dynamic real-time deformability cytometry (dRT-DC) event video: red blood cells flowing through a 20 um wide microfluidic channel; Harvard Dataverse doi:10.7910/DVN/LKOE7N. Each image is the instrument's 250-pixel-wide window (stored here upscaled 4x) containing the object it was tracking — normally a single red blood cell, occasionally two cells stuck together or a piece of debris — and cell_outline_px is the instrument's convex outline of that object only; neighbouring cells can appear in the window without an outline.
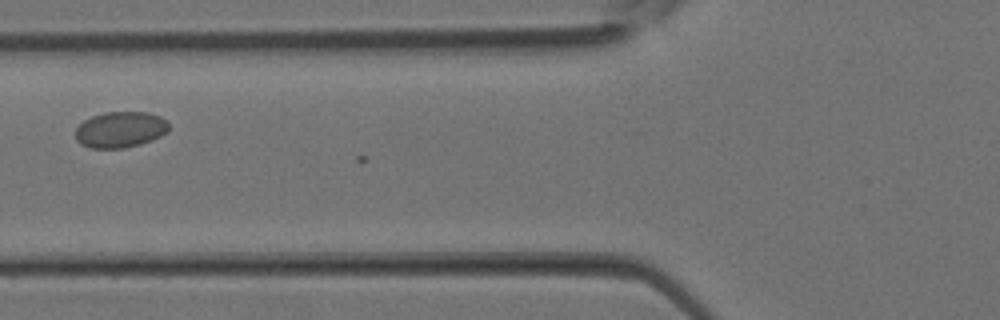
{"species": "Egyptian fruit bat (a non-hibernating species)", "species_latin": "Rousettus aegyptiacus", "temperature_condition": "room temperature", "stored_images_in_passage": 5, "camera_frame_rate_fps": 3000, "um_per_image_px": 0.085, "animal": {"sex": "female"}, "frame": {"image": 1, "passage_image": 4, "time_ms": 1.0, "image_size_px": [1000, 320], "cell_outline_px": [[168, 132], [152, 140], [140, 144], [124, 148], [88, 148], [80, 144], [76, 140], [76, 128], [84, 120], [92, 116], [104, 112], [148, 112], [160, 116], [168, 120]], "centroid_in_image_um": [10.23, 11.01], "position_along_channel_um": 115.6, "area_um2": 19.77}}